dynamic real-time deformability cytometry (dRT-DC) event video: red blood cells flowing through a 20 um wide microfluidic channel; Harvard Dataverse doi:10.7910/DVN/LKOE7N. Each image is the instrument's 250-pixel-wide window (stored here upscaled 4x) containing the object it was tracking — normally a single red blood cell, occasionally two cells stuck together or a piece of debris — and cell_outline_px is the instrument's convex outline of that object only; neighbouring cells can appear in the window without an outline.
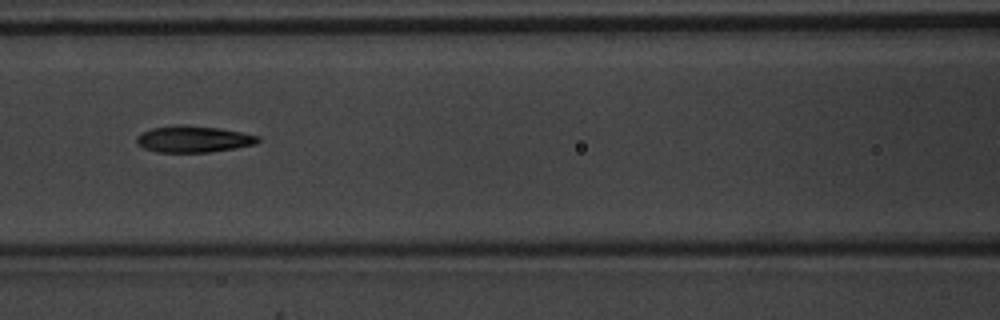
{"species": "common noctule bat (a hibernating species)", "species_latin": "Nyctalus noctula", "temperature_condition": "warm", "stored_images_in_passage": 6, "camera_frame_rate_fps": 3000, "um_per_image_px": 0.085, "animal": {"sex": "male", "body_mass_g": 20.1, "forearm_length_mm": 53.5}, "frame": {"image": 1, "passage_image": 6, "time_ms": 1.667, "image_size_px": [1000, 320], "cell_outline_px": [[260, 140], [256, 144], [208, 152], [156, 152], [144, 148], [136, 144], [136, 136], [152, 128], [216, 128], [240, 132], [260, 136]], "centroid_in_image_um": [16.45, 11.88], "position_along_channel_um": 150.1, "area_um2": 17.63}}